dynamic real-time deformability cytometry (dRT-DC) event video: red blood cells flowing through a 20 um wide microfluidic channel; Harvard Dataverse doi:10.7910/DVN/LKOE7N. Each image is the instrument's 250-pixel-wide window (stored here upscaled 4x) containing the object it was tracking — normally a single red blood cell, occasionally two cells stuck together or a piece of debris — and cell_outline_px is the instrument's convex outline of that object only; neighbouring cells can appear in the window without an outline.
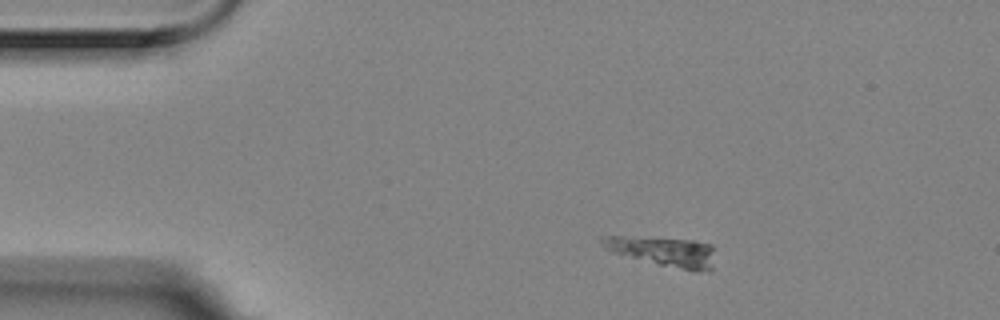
{"species": "Egyptian fruit bat (a non-hibernating species)", "species_latin": "Rousettus aegyptiacus", "temperature_condition": "room temperature", "stored_images_in_passage": 2, "camera_frame_rate_fps": 3000, "um_per_image_px": 0.085, "animal": {"sex": "female"}, "frame": {"image": 1, "passage_image": 1, "time_ms": 0.0, "image_size_px": [1000, 320], "cell_outline_px": [[716, 248], [712, 272], [692, 272], [612, 252], [600, 244], [600, 236], [624, 236], [692, 240], [712, 244]], "centroid_in_image_um": [56.51, 21.38], "position_along_channel_um": 28.5, "area_um2": 19.83}}